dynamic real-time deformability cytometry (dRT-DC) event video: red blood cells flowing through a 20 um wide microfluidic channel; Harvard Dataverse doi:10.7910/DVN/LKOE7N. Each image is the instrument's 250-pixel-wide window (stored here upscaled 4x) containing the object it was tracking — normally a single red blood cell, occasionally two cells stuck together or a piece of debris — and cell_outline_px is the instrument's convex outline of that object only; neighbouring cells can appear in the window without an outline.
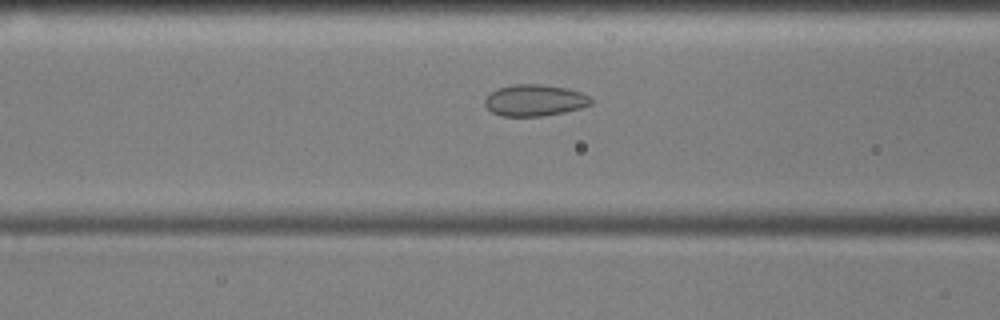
{"species": "common noctule bat (a hibernating species)", "species_latin": "Nyctalus noctula", "temperature_condition": "cold", "stored_images_in_passage": 44, "camera_frame_rate_fps": 3000, "um_per_image_px": 0.085, "animal": {"sex": "male", "body_mass_g": 17.9, "forearm_length_mm": 54.2}, "frame": {"image": 1, "passage_image": 10, "time_ms": 3.0, "image_size_px": [1000, 320], "cell_outline_px": [[592, 104], [580, 108], [564, 112], [544, 116], [500, 116], [492, 112], [484, 104], [484, 100], [496, 88], [512, 84], [540, 84], [568, 88], [580, 92], [588, 96], [592, 100]], "centroid_in_image_um": [45.44, 8.52], "position_along_channel_um": 121.2, "area_um2": 19.54}}
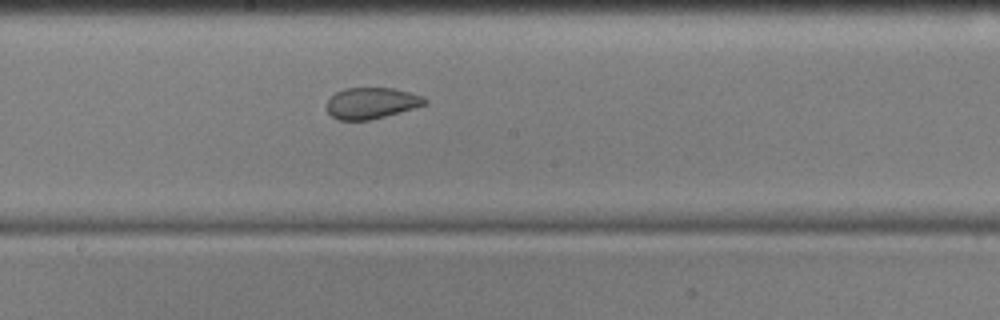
{"frame": {"image": 2, "passage_image": 18, "time_ms": 5.667, "image_size_px": [1000, 320], "cell_outline_px": [[428, 104], [372, 120], [336, 120], [328, 112], [328, 100], [336, 92], [344, 88], [392, 88], [424, 96], [428, 100]], "centroid_in_image_um": [31.6, 8.77], "position_along_channel_um": 216.6, "area_um2": 17.86}}
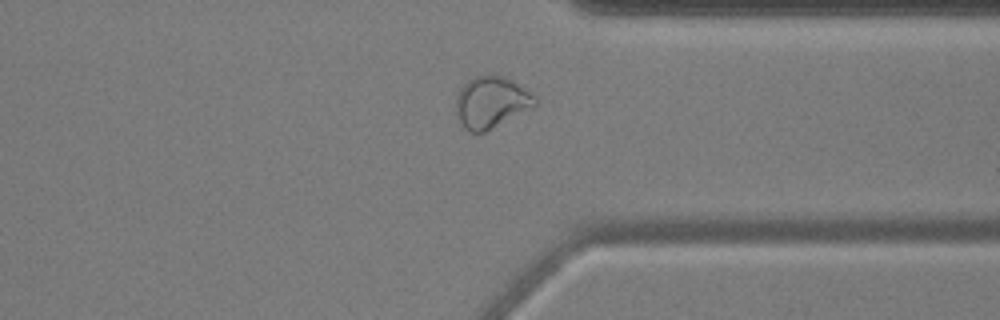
{"frame": {"image": 3, "passage_image": 31, "time_ms": 10.0, "image_size_px": [1000, 320], "cell_outline_px": [[536, 104], [532, 108], [484, 132], [472, 132], [464, 128], [460, 124], [456, 112], [456, 96], [460, 88], [472, 76], [504, 76], [512, 80], [536, 96]], "centroid_in_image_um": [41.73, 8.69], "position_along_channel_um": 369.7, "area_um2": 23.58}, "authors_computed_cell_mechanics": {"area_um2": 20.4323, "velocity_mm_per_s": 3.5802, "shape_relaxation_time_tau1_ms": null, "shape_relaxation_time_tau2_ms": 1.4921, "deformation_change_tau1": null, "deformation_change_tau2": 0.0649}}